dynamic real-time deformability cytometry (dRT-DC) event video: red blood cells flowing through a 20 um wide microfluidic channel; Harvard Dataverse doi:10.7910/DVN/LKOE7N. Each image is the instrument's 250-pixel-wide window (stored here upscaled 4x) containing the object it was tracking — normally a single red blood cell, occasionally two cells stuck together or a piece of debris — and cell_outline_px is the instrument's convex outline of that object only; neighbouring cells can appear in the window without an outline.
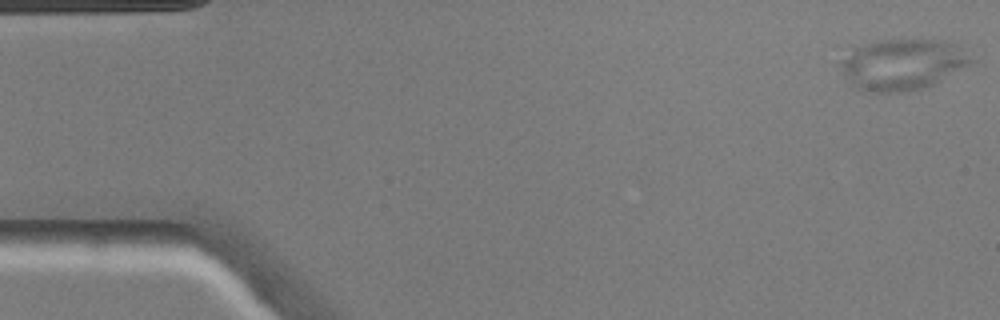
{"species": "common noctule bat (a hibernating species)", "species_latin": "Nyctalus noctula", "temperature_condition": "warm", "stored_images_in_passage": 12, "camera_frame_rate_fps": 3000, "um_per_image_px": 0.085, "animal": {"sex": "male", "body_mass_g": 20.5, "forearm_length_mm": 52.5}, "frame": {"image": 1, "passage_image": 1, "time_ms": 0.0, "image_size_px": [1000, 320], "cell_outline_px": [[976, 60], [972, 64], [932, 84], [908, 92], [868, 92], [856, 88], [852, 84], [836, 60], [856, 48], [880, 40], [944, 40], [956, 44]], "centroid_in_image_um": [76.73, 5.48], "position_along_channel_um": 8.3, "area_um2": 38.55}}